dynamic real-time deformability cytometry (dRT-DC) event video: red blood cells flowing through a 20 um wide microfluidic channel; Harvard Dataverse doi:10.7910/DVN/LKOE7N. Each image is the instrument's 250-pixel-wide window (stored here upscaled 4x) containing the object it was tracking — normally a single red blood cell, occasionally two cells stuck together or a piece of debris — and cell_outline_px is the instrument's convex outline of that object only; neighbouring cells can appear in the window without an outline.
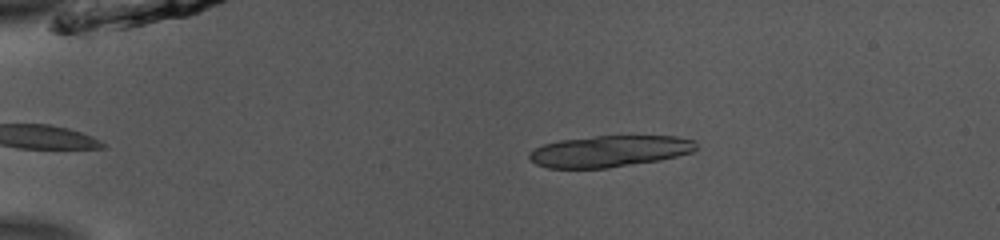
{"species": "common noctule bat (a hibernating species)", "species_latin": "Nyctalus noctula", "temperature_condition": "room temperature", "stored_images_in_passage": 43, "camera_frame_rate_fps": 3000, "um_per_image_px": 0.085, "animal": {"sex": "male", "body_mass_g": 13.0, "forearm_length_mm": 53.1}, "frame": {"image": 1, "passage_image": 1, "time_ms": 0.0, "image_size_px": [1000, 240], "cell_outline_px": [[696, 148], [692, 152], [660, 160], [608, 168], [548, 168], [536, 164], [528, 156], [528, 152], [544, 144], [560, 140], [596, 136], [676, 136], [696, 140]], "centroid_in_image_um": [51.81, 12.85], "position_along_channel_um": 33.2, "area_um2": 30.52}}
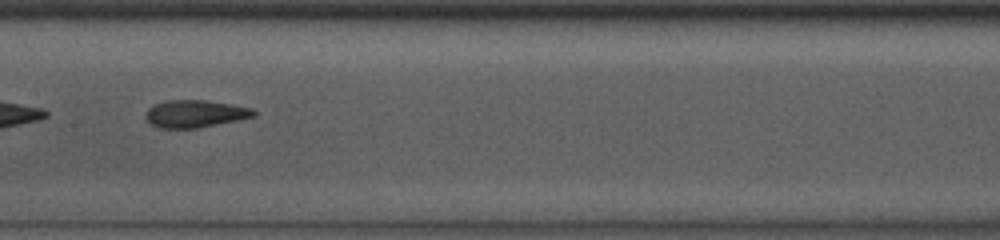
{"frame": {"image": 2, "passage_image": 18, "time_ms": 5.667, "image_size_px": [1000, 240], "cell_outline_px": [[256, 116], [196, 128], [160, 128], [152, 124], [144, 116], [148, 108], [156, 104], [168, 100], [204, 100], [232, 104], [252, 108], [256, 112]], "centroid_in_image_um": [16.58, 9.66], "position_along_channel_um": 190.8, "area_um2": 17.05}}
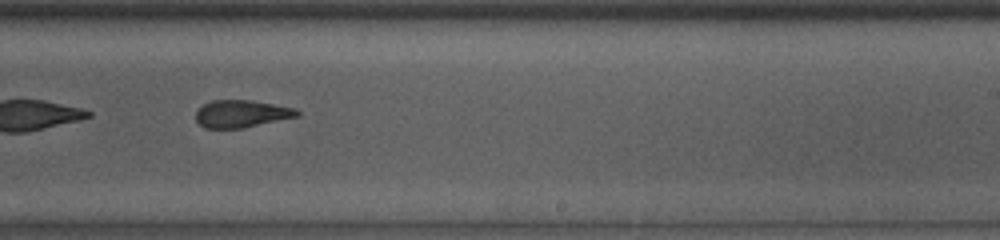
{"frame": {"image": 3, "passage_image": 24, "time_ms": 7.667, "image_size_px": [1000, 240], "cell_outline_px": [[300, 116], [244, 128], [204, 128], [196, 120], [196, 112], [204, 104], [212, 100], [252, 100], [296, 108], [300, 112]], "centroid_in_image_um": [20.56, 9.67], "position_along_channel_um": 268.4, "area_um2": 16.24}, "authors_computed_cell_mechanics": {"area_um2": 17.7446, "velocity_mm_per_s": 3.9111, "shape_relaxation_time_tau1_ms": 5.7648, "shape_relaxation_time_tau2_ms": 3.9415, "deformation_change_tau1": 0.1553, "deformation_change_tau2": 0.0706}}